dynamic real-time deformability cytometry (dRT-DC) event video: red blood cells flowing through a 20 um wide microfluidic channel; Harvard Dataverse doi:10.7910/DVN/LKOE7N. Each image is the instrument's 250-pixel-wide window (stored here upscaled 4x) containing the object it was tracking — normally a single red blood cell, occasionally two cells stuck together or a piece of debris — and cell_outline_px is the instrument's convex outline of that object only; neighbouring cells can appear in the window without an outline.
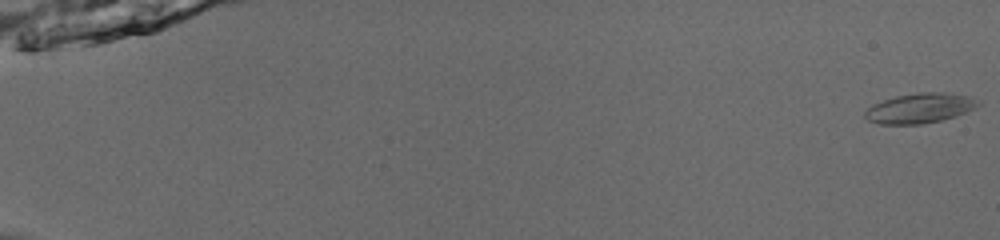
{"species": "common noctule bat (a hibernating species)", "species_latin": "Nyctalus noctula", "temperature_condition": "room temperature", "stored_images_in_passage": 54, "camera_frame_rate_fps": 3000, "um_per_image_px": 0.085, "animal": {"sex": "male", "body_mass_g": 13.0, "forearm_length_mm": 53.1}, "frame": {"image": 1, "passage_image": 1, "time_ms": 0.0, "image_size_px": [1000, 240], "cell_outline_px": [[980, 104], [956, 116], [940, 120], [920, 124], [880, 124], [868, 120], [864, 116], [864, 112], [872, 104], [896, 96], [920, 92], [940, 92], [964, 96], [980, 100]], "centroid_in_image_um": [78.13, 9.2], "position_along_channel_um": 6.9, "area_um2": 19.36}}
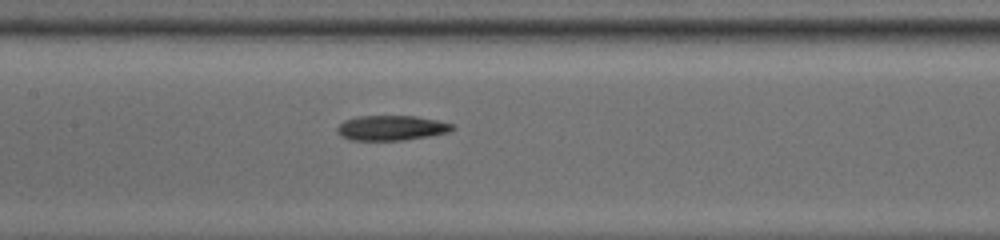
{"frame": {"image": 2, "passage_image": 29, "time_ms": 9.333, "image_size_px": [1000, 240], "cell_outline_px": [[456, 128], [448, 132], [428, 136], [404, 140], [352, 140], [340, 136], [336, 128], [344, 120], [356, 116], [416, 116], [456, 124]], "centroid_in_image_um": [33.28, 10.87], "position_along_channel_um": 174.1, "area_um2": 16.82}}
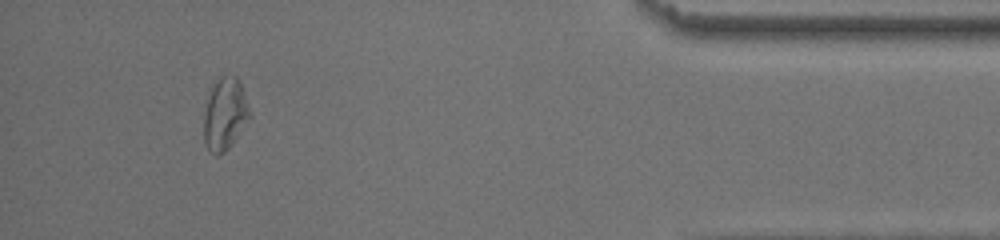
{"frame": {"image": 3, "passage_image": 51, "time_ms": 16.667, "image_size_px": [1000, 240], "cell_outline_px": [[252, 116], [232, 144], [224, 152], [216, 156], [208, 152], [204, 140], [204, 112], [212, 88], [216, 80], [220, 76], [236, 76], [240, 80]], "centroid_in_image_um": [19.13, 9.72], "position_along_channel_um": 416.1, "area_um2": 19.36}}